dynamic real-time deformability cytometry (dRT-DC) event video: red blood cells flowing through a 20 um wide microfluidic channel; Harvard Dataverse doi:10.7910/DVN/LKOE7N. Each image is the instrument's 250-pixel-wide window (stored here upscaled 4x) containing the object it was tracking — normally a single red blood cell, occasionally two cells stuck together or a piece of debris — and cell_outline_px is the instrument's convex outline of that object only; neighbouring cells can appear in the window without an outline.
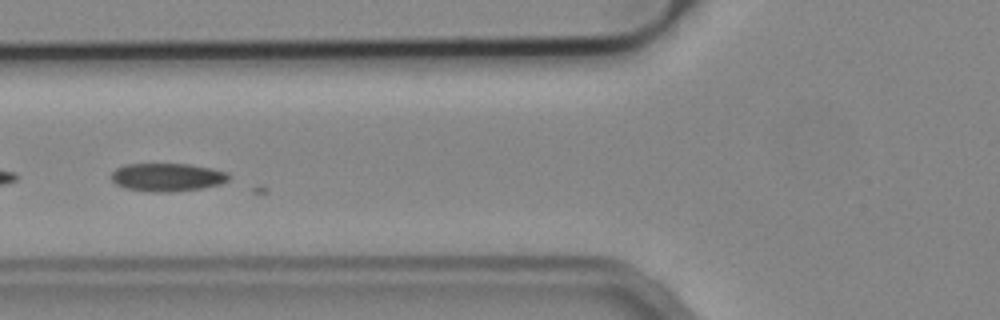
{"species": "common noctule bat (a hibernating species)", "species_latin": "Nyctalus noctula", "temperature_condition": "cold", "stored_images_in_passage": 17, "camera_frame_rate_fps": 3000, "um_per_image_px": 0.085, "animal": {"sex": "male", "body_mass_g": 19.2, "forearm_length_mm": 51.8}, "frame": {"image": 1, "passage_image": 4, "time_ms": 1.0, "image_size_px": [1000, 320], "cell_outline_px": [[228, 180], [220, 184], [200, 188], [168, 192], [152, 192], [124, 188], [116, 184], [112, 180], [112, 172], [116, 168], [124, 164], [188, 164], [212, 168], [228, 172]], "centroid_in_image_um": [14.19, 15.06], "position_along_channel_um": 111.6, "area_um2": 19.19}}